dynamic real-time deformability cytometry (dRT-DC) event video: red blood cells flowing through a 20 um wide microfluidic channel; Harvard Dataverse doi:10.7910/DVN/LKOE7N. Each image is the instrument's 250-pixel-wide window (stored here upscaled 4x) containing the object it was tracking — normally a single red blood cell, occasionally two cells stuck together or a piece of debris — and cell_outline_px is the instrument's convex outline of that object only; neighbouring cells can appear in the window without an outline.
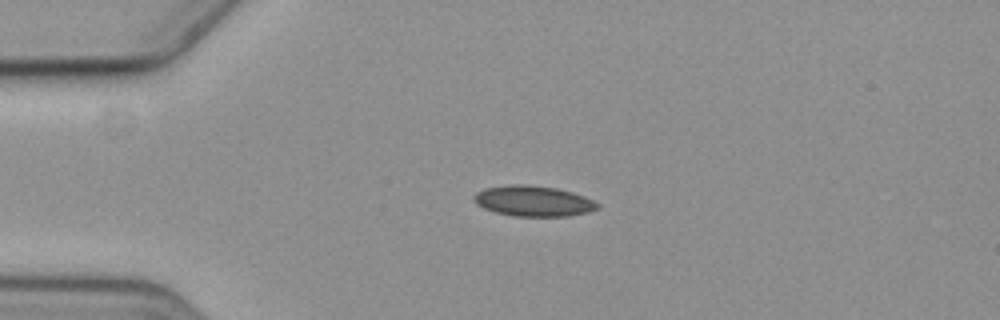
{"species": "common noctule bat (a hibernating species)", "species_latin": "Nyctalus noctula", "temperature_condition": "cold", "stored_images_in_passage": 3, "camera_frame_rate_fps": 3000, "um_per_image_px": 0.085, "animal": {"sex": "female", "body_mass_g": 19.3, "forearm_length_mm": 54.1}, "frame": {"image": 1, "passage_image": 1, "time_ms": 0.0, "image_size_px": [1000, 320], "cell_outline_px": [[600, 208], [588, 212], [568, 216], [512, 216], [496, 212], [484, 208], [476, 204], [472, 200], [472, 196], [476, 192], [484, 188], [512, 184], [528, 184], [556, 188], [572, 192], [584, 196], [600, 204]], "centroid_in_image_um": [45.31, 17.08], "position_along_channel_um": 39.7, "area_um2": 22.2}}
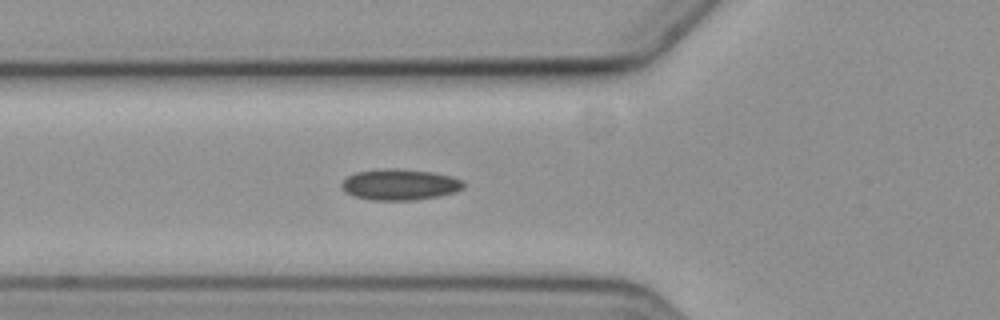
{"frame": {"image": 2, "passage_image": 3, "time_ms": 2.333, "image_size_px": [1000, 320], "cell_outline_px": [[464, 188], [456, 192], [440, 196], [416, 200], [368, 200], [352, 196], [344, 192], [340, 184], [348, 176], [356, 172], [384, 168], [396, 168], [432, 172], [452, 176], [464, 180]], "centroid_in_image_um": [33.99, 15.69], "position_along_channel_um": 91.8, "area_um2": 22.43}}